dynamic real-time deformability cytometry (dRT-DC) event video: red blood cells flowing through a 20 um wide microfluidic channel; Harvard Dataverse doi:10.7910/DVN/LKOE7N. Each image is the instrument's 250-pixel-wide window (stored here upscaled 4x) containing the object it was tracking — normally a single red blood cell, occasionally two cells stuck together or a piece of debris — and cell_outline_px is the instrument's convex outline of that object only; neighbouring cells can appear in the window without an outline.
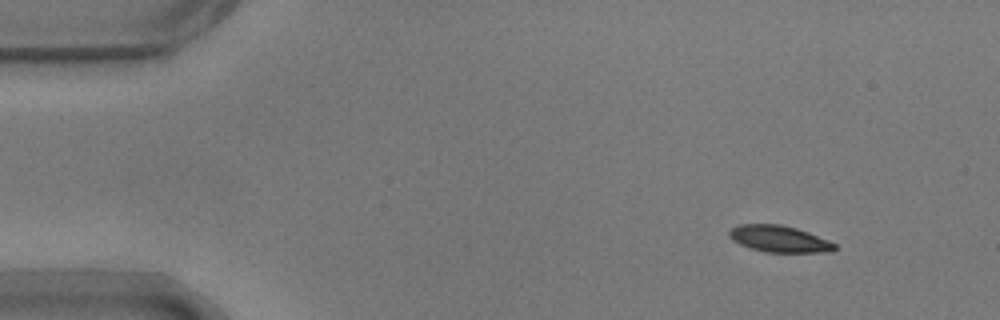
{"species": "common noctule bat (a hibernating species)", "species_latin": "Nyctalus noctula", "temperature_condition": "warm", "stored_images_in_passage": 15, "camera_frame_rate_fps": 3000, "um_per_image_px": 0.085, "animal": {"sex": "male", "body_mass_g": 17.9}, "frame": {"image": 1, "passage_image": 1, "time_ms": 0.0, "image_size_px": [1000, 320], "cell_outline_px": [[836, 248], [832, 252], [764, 252], [740, 244], [732, 240], [728, 236], [728, 232], [736, 224], [780, 224], [796, 228], [808, 232], [828, 240], [836, 244]], "centroid_in_image_um": [66.22, 20.3], "position_along_channel_um": 18.8, "area_um2": 16.36}}
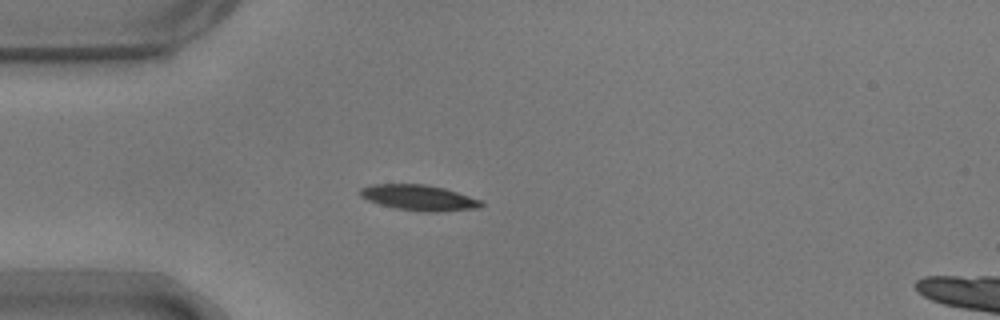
{"frame": {"image": 2, "passage_image": 10, "time_ms": 3.0, "image_size_px": [1000, 320], "cell_outline_px": [[484, 204], [480, 208], [436, 212], [428, 212], [396, 208], [380, 204], [368, 200], [360, 196], [360, 188], [372, 184], [424, 184], [444, 188], [480, 200]], "centroid_in_image_um": [35.6, 16.8], "position_along_channel_um": 49.4, "area_um2": 17.86}}
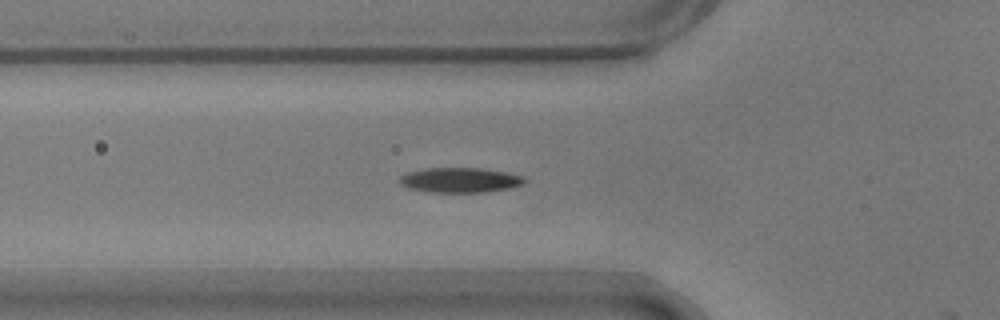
{"frame": {"image": 3, "passage_image": 14, "time_ms": 4.333, "image_size_px": [1000, 320], "cell_outline_px": [[528, 180], [524, 184], [508, 188], [484, 192], [428, 192], [408, 188], [400, 184], [400, 176], [408, 172], [428, 168], [480, 168], [508, 172], [524, 176]], "centroid_in_image_um": [39.13, 15.3], "position_along_channel_um": 86.7, "area_um2": 18.21}}